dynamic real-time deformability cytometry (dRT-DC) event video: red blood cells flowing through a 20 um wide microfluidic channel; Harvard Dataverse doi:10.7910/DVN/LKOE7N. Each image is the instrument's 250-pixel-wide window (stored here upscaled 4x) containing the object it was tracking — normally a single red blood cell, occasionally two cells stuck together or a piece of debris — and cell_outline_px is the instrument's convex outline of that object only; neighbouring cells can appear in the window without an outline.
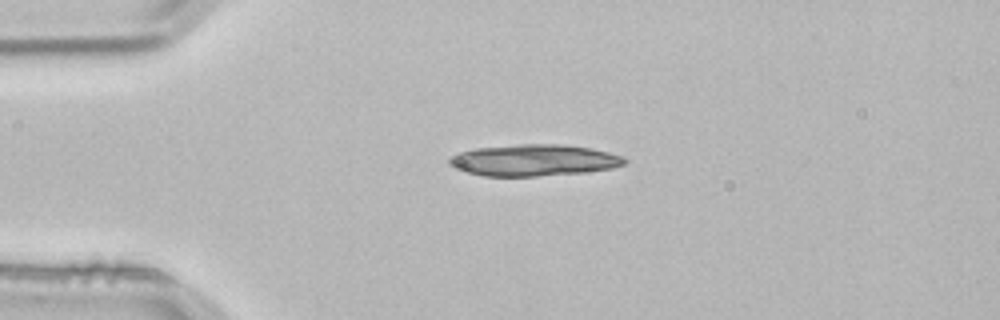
{"species": "common noctule bat (a hibernating species)", "species_latin": "Nyctalus noctula", "temperature_condition": "room temperature", "stored_images_in_passage": 1, "camera_frame_rate_fps": 3000, "um_per_image_px": 0.085, "animal": {"sex": "male", "body_mass_g": 21.5, "forearm_length_mm": 52.0}, "frame": {"image": 1, "passage_image": 1, "time_ms": 0.0, "image_size_px": [1000, 320], "cell_outline_px": [[628, 160], [624, 164], [612, 168], [584, 172], [536, 176], [484, 176], [452, 168], [448, 164], [448, 160], [452, 156], [460, 152], [476, 148], [516, 144], [564, 144], [592, 148], [624, 156]], "centroid_in_image_um": [45.38, 13.61], "position_along_channel_um": 39.6, "area_um2": 32.31}}